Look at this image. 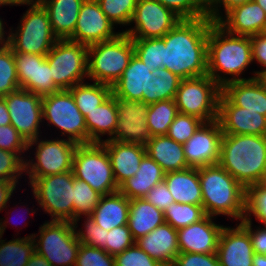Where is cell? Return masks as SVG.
I'll return each instance as SVG.
<instances>
[{
  "label": "cell",
  "instance_id": "6da1fadb",
  "mask_svg": "<svg viewBox=\"0 0 266 266\" xmlns=\"http://www.w3.org/2000/svg\"><path fill=\"white\" fill-rule=\"evenodd\" d=\"M208 17L182 19L163 39L162 67L182 80L207 75Z\"/></svg>",
  "mask_w": 266,
  "mask_h": 266
},
{
  "label": "cell",
  "instance_id": "7a4b0ae2",
  "mask_svg": "<svg viewBox=\"0 0 266 266\" xmlns=\"http://www.w3.org/2000/svg\"><path fill=\"white\" fill-rule=\"evenodd\" d=\"M251 63L250 36L232 35L214 22L208 33L207 75L222 88L232 81L253 79L254 76L247 79L240 76ZM227 75L232 77L228 78Z\"/></svg>",
  "mask_w": 266,
  "mask_h": 266
},
{
  "label": "cell",
  "instance_id": "3957f363",
  "mask_svg": "<svg viewBox=\"0 0 266 266\" xmlns=\"http://www.w3.org/2000/svg\"><path fill=\"white\" fill-rule=\"evenodd\" d=\"M245 189L266 173V136L223 134L218 163Z\"/></svg>",
  "mask_w": 266,
  "mask_h": 266
},
{
  "label": "cell",
  "instance_id": "277c9868",
  "mask_svg": "<svg viewBox=\"0 0 266 266\" xmlns=\"http://www.w3.org/2000/svg\"><path fill=\"white\" fill-rule=\"evenodd\" d=\"M198 176L206 215L244 219L246 189L235 178L219 164L198 168Z\"/></svg>",
  "mask_w": 266,
  "mask_h": 266
},
{
  "label": "cell",
  "instance_id": "5b68a950",
  "mask_svg": "<svg viewBox=\"0 0 266 266\" xmlns=\"http://www.w3.org/2000/svg\"><path fill=\"white\" fill-rule=\"evenodd\" d=\"M134 55L132 38L121 32L116 38L88 46V79L113 86Z\"/></svg>",
  "mask_w": 266,
  "mask_h": 266
},
{
  "label": "cell",
  "instance_id": "8992f818",
  "mask_svg": "<svg viewBox=\"0 0 266 266\" xmlns=\"http://www.w3.org/2000/svg\"><path fill=\"white\" fill-rule=\"evenodd\" d=\"M23 14L16 32L10 29L9 46L12 51L46 56L58 38L53 34L45 8L32 0ZM14 32V33H13Z\"/></svg>",
  "mask_w": 266,
  "mask_h": 266
},
{
  "label": "cell",
  "instance_id": "52a82bcc",
  "mask_svg": "<svg viewBox=\"0 0 266 266\" xmlns=\"http://www.w3.org/2000/svg\"><path fill=\"white\" fill-rule=\"evenodd\" d=\"M74 178L73 171L29 178L33 197L52 220L74 222Z\"/></svg>",
  "mask_w": 266,
  "mask_h": 266
},
{
  "label": "cell",
  "instance_id": "ba28073f",
  "mask_svg": "<svg viewBox=\"0 0 266 266\" xmlns=\"http://www.w3.org/2000/svg\"><path fill=\"white\" fill-rule=\"evenodd\" d=\"M38 234L40 235L33 234L38 254L52 266H75L81 243L73 222L46 221L39 227Z\"/></svg>",
  "mask_w": 266,
  "mask_h": 266
},
{
  "label": "cell",
  "instance_id": "9c48e42d",
  "mask_svg": "<svg viewBox=\"0 0 266 266\" xmlns=\"http://www.w3.org/2000/svg\"><path fill=\"white\" fill-rule=\"evenodd\" d=\"M221 92L222 88L209 75L183 79L174 99L178 113L203 122L215 121Z\"/></svg>",
  "mask_w": 266,
  "mask_h": 266
},
{
  "label": "cell",
  "instance_id": "30bf717a",
  "mask_svg": "<svg viewBox=\"0 0 266 266\" xmlns=\"http://www.w3.org/2000/svg\"><path fill=\"white\" fill-rule=\"evenodd\" d=\"M72 171L75 178L85 181L101 195L119 191L109 155L102 143L77 145Z\"/></svg>",
  "mask_w": 266,
  "mask_h": 266
},
{
  "label": "cell",
  "instance_id": "8fae6325",
  "mask_svg": "<svg viewBox=\"0 0 266 266\" xmlns=\"http://www.w3.org/2000/svg\"><path fill=\"white\" fill-rule=\"evenodd\" d=\"M52 78L59 90H69L88 77V46L69 39H58L46 55Z\"/></svg>",
  "mask_w": 266,
  "mask_h": 266
},
{
  "label": "cell",
  "instance_id": "7c38bea8",
  "mask_svg": "<svg viewBox=\"0 0 266 266\" xmlns=\"http://www.w3.org/2000/svg\"><path fill=\"white\" fill-rule=\"evenodd\" d=\"M42 114L47 126L52 124L60 129L61 136L80 145L88 144V132L85 117L77 108L70 90H59L42 97ZM49 121V122H48Z\"/></svg>",
  "mask_w": 266,
  "mask_h": 266
},
{
  "label": "cell",
  "instance_id": "4fadbf2b",
  "mask_svg": "<svg viewBox=\"0 0 266 266\" xmlns=\"http://www.w3.org/2000/svg\"><path fill=\"white\" fill-rule=\"evenodd\" d=\"M39 140V141H38ZM36 145L34 159L25 160L29 178H40L72 171L73 155L78 144L68 139H39L28 142V149Z\"/></svg>",
  "mask_w": 266,
  "mask_h": 266
},
{
  "label": "cell",
  "instance_id": "5bb4252c",
  "mask_svg": "<svg viewBox=\"0 0 266 266\" xmlns=\"http://www.w3.org/2000/svg\"><path fill=\"white\" fill-rule=\"evenodd\" d=\"M182 18L156 0H138L131 24L125 34L132 39L162 38L174 28Z\"/></svg>",
  "mask_w": 266,
  "mask_h": 266
},
{
  "label": "cell",
  "instance_id": "9a60e30c",
  "mask_svg": "<svg viewBox=\"0 0 266 266\" xmlns=\"http://www.w3.org/2000/svg\"><path fill=\"white\" fill-rule=\"evenodd\" d=\"M11 125L30 142L40 137L39 127L43 120L42 97L22 88L4 96Z\"/></svg>",
  "mask_w": 266,
  "mask_h": 266
},
{
  "label": "cell",
  "instance_id": "2e32d148",
  "mask_svg": "<svg viewBox=\"0 0 266 266\" xmlns=\"http://www.w3.org/2000/svg\"><path fill=\"white\" fill-rule=\"evenodd\" d=\"M222 128L218 120L203 122L184 144L188 167L200 168L219 163Z\"/></svg>",
  "mask_w": 266,
  "mask_h": 266
},
{
  "label": "cell",
  "instance_id": "e0dca14e",
  "mask_svg": "<svg viewBox=\"0 0 266 266\" xmlns=\"http://www.w3.org/2000/svg\"><path fill=\"white\" fill-rule=\"evenodd\" d=\"M117 126L113 141L146 145L152 137L147 125L146 115L149 104L142 101L116 98Z\"/></svg>",
  "mask_w": 266,
  "mask_h": 266
},
{
  "label": "cell",
  "instance_id": "ac0fdd59",
  "mask_svg": "<svg viewBox=\"0 0 266 266\" xmlns=\"http://www.w3.org/2000/svg\"><path fill=\"white\" fill-rule=\"evenodd\" d=\"M114 28L97 0H84L74 33L68 39L89 46L116 38L121 32Z\"/></svg>",
  "mask_w": 266,
  "mask_h": 266
},
{
  "label": "cell",
  "instance_id": "d6986e66",
  "mask_svg": "<svg viewBox=\"0 0 266 266\" xmlns=\"http://www.w3.org/2000/svg\"><path fill=\"white\" fill-rule=\"evenodd\" d=\"M217 120L223 134L266 136V116L235 106L222 92Z\"/></svg>",
  "mask_w": 266,
  "mask_h": 266
},
{
  "label": "cell",
  "instance_id": "ffe728a7",
  "mask_svg": "<svg viewBox=\"0 0 266 266\" xmlns=\"http://www.w3.org/2000/svg\"><path fill=\"white\" fill-rule=\"evenodd\" d=\"M220 266H252L254 251L249 232L239 223L224 226L216 252Z\"/></svg>",
  "mask_w": 266,
  "mask_h": 266
},
{
  "label": "cell",
  "instance_id": "44dd1931",
  "mask_svg": "<svg viewBox=\"0 0 266 266\" xmlns=\"http://www.w3.org/2000/svg\"><path fill=\"white\" fill-rule=\"evenodd\" d=\"M206 215L198 222L177 230L180 253H216L223 225L216 224Z\"/></svg>",
  "mask_w": 266,
  "mask_h": 266
},
{
  "label": "cell",
  "instance_id": "7402d4cb",
  "mask_svg": "<svg viewBox=\"0 0 266 266\" xmlns=\"http://www.w3.org/2000/svg\"><path fill=\"white\" fill-rule=\"evenodd\" d=\"M223 16L216 23L232 35L252 36L265 30L266 13L254 0L231 8Z\"/></svg>",
  "mask_w": 266,
  "mask_h": 266
},
{
  "label": "cell",
  "instance_id": "603a6c76",
  "mask_svg": "<svg viewBox=\"0 0 266 266\" xmlns=\"http://www.w3.org/2000/svg\"><path fill=\"white\" fill-rule=\"evenodd\" d=\"M102 144L109 155L115 181L120 186L139 170L140 162L146 155V148L141 144L113 140H104Z\"/></svg>",
  "mask_w": 266,
  "mask_h": 266
},
{
  "label": "cell",
  "instance_id": "cb8c5ba5",
  "mask_svg": "<svg viewBox=\"0 0 266 266\" xmlns=\"http://www.w3.org/2000/svg\"><path fill=\"white\" fill-rule=\"evenodd\" d=\"M135 243L163 266H172L180 253L177 230L165 222L136 240Z\"/></svg>",
  "mask_w": 266,
  "mask_h": 266
},
{
  "label": "cell",
  "instance_id": "d4e9b609",
  "mask_svg": "<svg viewBox=\"0 0 266 266\" xmlns=\"http://www.w3.org/2000/svg\"><path fill=\"white\" fill-rule=\"evenodd\" d=\"M222 93L235 106L266 116V81L262 77L226 83Z\"/></svg>",
  "mask_w": 266,
  "mask_h": 266
},
{
  "label": "cell",
  "instance_id": "484cf974",
  "mask_svg": "<svg viewBox=\"0 0 266 266\" xmlns=\"http://www.w3.org/2000/svg\"><path fill=\"white\" fill-rule=\"evenodd\" d=\"M154 78L150 68L135 54L119 80L112 86L116 98L142 101V95H148L149 82Z\"/></svg>",
  "mask_w": 266,
  "mask_h": 266
},
{
  "label": "cell",
  "instance_id": "4316f807",
  "mask_svg": "<svg viewBox=\"0 0 266 266\" xmlns=\"http://www.w3.org/2000/svg\"><path fill=\"white\" fill-rule=\"evenodd\" d=\"M84 0H41L50 19L53 34L58 39H68L76 28Z\"/></svg>",
  "mask_w": 266,
  "mask_h": 266
},
{
  "label": "cell",
  "instance_id": "83f0119b",
  "mask_svg": "<svg viewBox=\"0 0 266 266\" xmlns=\"http://www.w3.org/2000/svg\"><path fill=\"white\" fill-rule=\"evenodd\" d=\"M145 148L146 154L157 162L165 173L189 168L183 144L177 143L167 135L152 136Z\"/></svg>",
  "mask_w": 266,
  "mask_h": 266
},
{
  "label": "cell",
  "instance_id": "f1b7e54d",
  "mask_svg": "<svg viewBox=\"0 0 266 266\" xmlns=\"http://www.w3.org/2000/svg\"><path fill=\"white\" fill-rule=\"evenodd\" d=\"M164 178L162 167L146 154L140 162L139 170L119 186V191L129 200L144 198L149 190L163 182Z\"/></svg>",
  "mask_w": 266,
  "mask_h": 266
},
{
  "label": "cell",
  "instance_id": "f546056e",
  "mask_svg": "<svg viewBox=\"0 0 266 266\" xmlns=\"http://www.w3.org/2000/svg\"><path fill=\"white\" fill-rule=\"evenodd\" d=\"M129 203L130 200L120 191L101 195L90 216L97 225L109 231L128 223Z\"/></svg>",
  "mask_w": 266,
  "mask_h": 266
},
{
  "label": "cell",
  "instance_id": "4dcf8cb0",
  "mask_svg": "<svg viewBox=\"0 0 266 266\" xmlns=\"http://www.w3.org/2000/svg\"><path fill=\"white\" fill-rule=\"evenodd\" d=\"M164 182L175 203L202 205V190L198 168L165 173Z\"/></svg>",
  "mask_w": 266,
  "mask_h": 266
},
{
  "label": "cell",
  "instance_id": "1f68e13d",
  "mask_svg": "<svg viewBox=\"0 0 266 266\" xmlns=\"http://www.w3.org/2000/svg\"><path fill=\"white\" fill-rule=\"evenodd\" d=\"M116 97L111 94L102 104L85 116L89 143H102V136L109 135L110 140L117 126Z\"/></svg>",
  "mask_w": 266,
  "mask_h": 266
},
{
  "label": "cell",
  "instance_id": "d6a6232c",
  "mask_svg": "<svg viewBox=\"0 0 266 266\" xmlns=\"http://www.w3.org/2000/svg\"><path fill=\"white\" fill-rule=\"evenodd\" d=\"M164 222V212L157 209L145 198L130 200L127 225L135 241L147 235Z\"/></svg>",
  "mask_w": 266,
  "mask_h": 266
},
{
  "label": "cell",
  "instance_id": "836d02e7",
  "mask_svg": "<svg viewBox=\"0 0 266 266\" xmlns=\"http://www.w3.org/2000/svg\"><path fill=\"white\" fill-rule=\"evenodd\" d=\"M69 90L75 99L77 108L84 117L96 109V107L102 104L112 94L111 86L98 82H93L92 84L82 82L76 84Z\"/></svg>",
  "mask_w": 266,
  "mask_h": 266
},
{
  "label": "cell",
  "instance_id": "e575fe53",
  "mask_svg": "<svg viewBox=\"0 0 266 266\" xmlns=\"http://www.w3.org/2000/svg\"><path fill=\"white\" fill-rule=\"evenodd\" d=\"M154 78L149 82L148 95H142L145 104L156 103L161 100L175 99L181 78L166 68L154 69Z\"/></svg>",
  "mask_w": 266,
  "mask_h": 266
},
{
  "label": "cell",
  "instance_id": "d590c367",
  "mask_svg": "<svg viewBox=\"0 0 266 266\" xmlns=\"http://www.w3.org/2000/svg\"><path fill=\"white\" fill-rule=\"evenodd\" d=\"M33 234L5 242L0 241V266H26L35 252Z\"/></svg>",
  "mask_w": 266,
  "mask_h": 266
},
{
  "label": "cell",
  "instance_id": "8d00e7d4",
  "mask_svg": "<svg viewBox=\"0 0 266 266\" xmlns=\"http://www.w3.org/2000/svg\"><path fill=\"white\" fill-rule=\"evenodd\" d=\"M177 114L178 109L174 99L149 104L146 118L151 136L166 135Z\"/></svg>",
  "mask_w": 266,
  "mask_h": 266
},
{
  "label": "cell",
  "instance_id": "74e56055",
  "mask_svg": "<svg viewBox=\"0 0 266 266\" xmlns=\"http://www.w3.org/2000/svg\"><path fill=\"white\" fill-rule=\"evenodd\" d=\"M74 226L78 227V222L83 216H90L99 203L101 194L94 190L83 180L74 178Z\"/></svg>",
  "mask_w": 266,
  "mask_h": 266
},
{
  "label": "cell",
  "instance_id": "f35d334b",
  "mask_svg": "<svg viewBox=\"0 0 266 266\" xmlns=\"http://www.w3.org/2000/svg\"><path fill=\"white\" fill-rule=\"evenodd\" d=\"M164 221L178 230L198 222L206 216L202 205L173 202L165 209Z\"/></svg>",
  "mask_w": 266,
  "mask_h": 266
},
{
  "label": "cell",
  "instance_id": "ab89813d",
  "mask_svg": "<svg viewBox=\"0 0 266 266\" xmlns=\"http://www.w3.org/2000/svg\"><path fill=\"white\" fill-rule=\"evenodd\" d=\"M22 89L41 97L54 94L59 91L53 82L50 65L46 56L35 54L34 80H29Z\"/></svg>",
  "mask_w": 266,
  "mask_h": 266
},
{
  "label": "cell",
  "instance_id": "60d3db41",
  "mask_svg": "<svg viewBox=\"0 0 266 266\" xmlns=\"http://www.w3.org/2000/svg\"><path fill=\"white\" fill-rule=\"evenodd\" d=\"M20 89L16 62L9 45L0 47V97Z\"/></svg>",
  "mask_w": 266,
  "mask_h": 266
},
{
  "label": "cell",
  "instance_id": "b9f144b4",
  "mask_svg": "<svg viewBox=\"0 0 266 266\" xmlns=\"http://www.w3.org/2000/svg\"><path fill=\"white\" fill-rule=\"evenodd\" d=\"M134 54L147 65L151 71L162 68L163 39H132Z\"/></svg>",
  "mask_w": 266,
  "mask_h": 266
},
{
  "label": "cell",
  "instance_id": "7bdbcfd3",
  "mask_svg": "<svg viewBox=\"0 0 266 266\" xmlns=\"http://www.w3.org/2000/svg\"><path fill=\"white\" fill-rule=\"evenodd\" d=\"M114 25H130L138 0H97Z\"/></svg>",
  "mask_w": 266,
  "mask_h": 266
},
{
  "label": "cell",
  "instance_id": "ee69618b",
  "mask_svg": "<svg viewBox=\"0 0 266 266\" xmlns=\"http://www.w3.org/2000/svg\"><path fill=\"white\" fill-rule=\"evenodd\" d=\"M252 214L260 224L266 225V189L259 184L246 188L244 219L251 220Z\"/></svg>",
  "mask_w": 266,
  "mask_h": 266
},
{
  "label": "cell",
  "instance_id": "f6af8a7d",
  "mask_svg": "<svg viewBox=\"0 0 266 266\" xmlns=\"http://www.w3.org/2000/svg\"><path fill=\"white\" fill-rule=\"evenodd\" d=\"M202 123L203 121L197 117L178 113L166 135L177 143L184 144Z\"/></svg>",
  "mask_w": 266,
  "mask_h": 266
},
{
  "label": "cell",
  "instance_id": "bcb514c9",
  "mask_svg": "<svg viewBox=\"0 0 266 266\" xmlns=\"http://www.w3.org/2000/svg\"><path fill=\"white\" fill-rule=\"evenodd\" d=\"M182 19L207 17L206 0H156Z\"/></svg>",
  "mask_w": 266,
  "mask_h": 266
},
{
  "label": "cell",
  "instance_id": "7dc6e473",
  "mask_svg": "<svg viewBox=\"0 0 266 266\" xmlns=\"http://www.w3.org/2000/svg\"><path fill=\"white\" fill-rule=\"evenodd\" d=\"M25 160L17 153L0 149V180L18 184V178L25 173Z\"/></svg>",
  "mask_w": 266,
  "mask_h": 266
},
{
  "label": "cell",
  "instance_id": "c3c4849f",
  "mask_svg": "<svg viewBox=\"0 0 266 266\" xmlns=\"http://www.w3.org/2000/svg\"><path fill=\"white\" fill-rule=\"evenodd\" d=\"M86 219L84 221V224L82 223V225H84V230H82L81 228L77 230V227H75L78 240L81 244L104 249L108 231L97 225L91 218V216H86Z\"/></svg>",
  "mask_w": 266,
  "mask_h": 266
},
{
  "label": "cell",
  "instance_id": "681fc988",
  "mask_svg": "<svg viewBox=\"0 0 266 266\" xmlns=\"http://www.w3.org/2000/svg\"><path fill=\"white\" fill-rule=\"evenodd\" d=\"M134 244L135 240L126 224L123 226H117L108 231L104 250L108 254L115 256Z\"/></svg>",
  "mask_w": 266,
  "mask_h": 266
},
{
  "label": "cell",
  "instance_id": "f907efd6",
  "mask_svg": "<svg viewBox=\"0 0 266 266\" xmlns=\"http://www.w3.org/2000/svg\"><path fill=\"white\" fill-rule=\"evenodd\" d=\"M75 266H115V259L104 249L80 244Z\"/></svg>",
  "mask_w": 266,
  "mask_h": 266
},
{
  "label": "cell",
  "instance_id": "816d5d0a",
  "mask_svg": "<svg viewBox=\"0 0 266 266\" xmlns=\"http://www.w3.org/2000/svg\"><path fill=\"white\" fill-rule=\"evenodd\" d=\"M114 259L115 266H163L141 250L136 243L115 255Z\"/></svg>",
  "mask_w": 266,
  "mask_h": 266
},
{
  "label": "cell",
  "instance_id": "f5cc1de1",
  "mask_svg": "<svg viewBox=\"0 0 266 266\" xmlns=\"http://www.w3.org/2000/svg\"><path fill=\"white\" fill-rule=\"evenodd\" d=\"M0 149L20 156L29 151L28 143L11 124L0 126Z\"/></svg>",
  "mask_w": 266,
  "mask_h": 266
},
{
  "label": "cell",
  "instance_id": "db71d44e",
  "mask_svg": "<svg viewBox=\"0 0 266 266\" xmlns=\"http://www.w3.org/2000/svg\"><path fill=\"white\" fill-rule=\"evenodd\" d=\"M20 88L34 80L35 54L13 51Z\"/></svg>",
  "mask_w": 266,
  "mask_h": 266
},
{
  "label": "cell",
  "instance_id": "11a10c76",
  "mask_svg": "<svg viewBox=\"0 0 266 266\" xmlns=\"http://www.w3.org/2000/svg\"><path fill=\"white\" fill-rule=\"evenodd\" d=\"M172 266H220L216 253H179Z\"/></svg>",
  "mask_w": 266,
  "mask_h": 266
},
{
  "label": "cell",
  "instance_id": "9f6ffc18",
  "mask_svg": "<svg viewBox=\"0 0 266 266\" xmlns=\"http://www.w3.org/2000/svg\"><path fill=\"white\" fill-rule=\"evenodd\" d=\"M144 198L162 211L175 202L164 181L150 189Z\"/></svg>",
  "mask_w": 266,
  "mask_h": 266
},
{
  "label": "cell",
  "instance_id": "6f0895ef",
  "mask_svg": "<svg viewBox=\"0 0 266 266\" xmlns=\"http://www.w3.org/2000/svg\"><path fill=\"white\" fill-rule=\"evenodd\" d=\"M252 43L253 61H257L263 70L254 71V78L266 74V34L260 33L250 36Z\"/></svg>",
  "mask_w": 266,
  "mask_h": 266
},
{
  "label": "cell",
  "instance_id": "680465c9",
  "mask_svg": "<svg viewBox=\"0 0 266 266\" xmlns=\"http://www.w3.org/2000/svg\"><path fill=\"white\" fill-rule=\"evenodd\" d=\"M240 224L249 232L254 253L266 255V225L257 227L256 230L252 228V219H243Z\"/></svg>",
  "mask_w": 266,
  "mask_h": 266
},
{
  "label": "cell",
  "instance_id": "91938a15",
  "mask_svg": "<svg viewBox=\"0 0 266 266\" xmlns=\"http://www.w3.org/2000/svg\"><path fill=\"white\" fill-rule=\"evenodd\" d=\"M251 0H206V13L207 17L212 22H217L222 17V12H220V7H223L226 13L231 8L244 4Z\"/></svg>",
  "mask_w": 266,
  "mask_h": 266
},
{
  "label": "cell",
  "instance_id": "94428289",
  "mask_svg": "<svg viewBox=\"0 0 266 266\" xmlns=\"http://www.w3.org/2000/svg\"><path fill=\"white\" fill-rule=\"evenodd\" d=\"M16 185L15 182L0 180V211L8 208V201L10 202V198L16 190Z\"/></svg>",
  "mask_w": 266,
  "mask_h": 266
},
{
  "label": "cell",
  "instance_id": "6125c7cd",
  "mask_svg": "<svg viewBox=\"0 0 266 266\" xmlns=\"http://www.w3.org/2000/svg\"><path fill=\"white\" fill-rule=\"evenodd\" d=\"M11 124L9 111L4 97H0V126Z\"/></svg>",
  "mask_w": 266,
  "mask_h": 266
},
{
  "label": "cell",
  "instance_id": "be15d7a7",
  "mask_svg": "<svg viewBox=\"0 0 266 266\" xmlns=\"http://www.w3.org/2000/svg\"><path fill=\"white\" fill-rule=\"evenodd\" d=\"M26 266H52L43 256L36 251L30 257Z\"/></svg>",
  "mask_w": 266,
  "mask_h": 266
},
{
  "label": "cell",
  "instance_id": "e7e4bbea",
  "mask_svg": "<svg viewBox=\"0 0 266 266\" xmlns=\"http://www.w3.org/2000/svg\"><path fill=\"white\" fill-rule=\"evenodd\" d=\"M3 20L0 18V47L9 45V34L8 37L5 35ZM6 37V38H5Z\"/></svg>",
  "mask_w": 266,
  "mask_h": 266
},
{
  "label": "cell",
  "instance_id": "03108f58",
  "mask_svg": "<svg viewBox=\"0 0 266 266\" xmlns=\"http://www.w3.org/2000/svg\"><path fill=\"white\" fill-rule=\"evenodd\" d=\"M252 266H266V255L254 253Z\"/></svg>",
  "mask_w": 266,
  "mask_h": 266
},
{
  "label": "cell",
  "instance_id": "003e7915",
  "mask_svg": "<svg viewBox=\"0 0 266 266\" xmlns=\"http://www.w3.org/2000/svg\"><path fill=\"white\" fill-rule=\"evenodd\" d=\"M29 0H0V6L8 5H26Z\"/></svg>",
  "mask_w": 266,
  "mask_h": 266
},
{
  "label": "cell",
  "instance_id": "a7ac6f4b",
  "mask_svg": "<svg viewBox=\"0 0 266 266\" xmlns=\"http://www.w3.org/2000/svg\"><path fill=\"white\" fill-rule=\"evenodd\" d=\"M6 223H8L7 219L4 220L3 222L0 220V241L2 240V236L6 230L7 227Z\"/></svg>",
  "mask_w": 266,
  "mask_h": 266
},
{
  "label": "cell",
  "instance_id": "89a4df30",
  "mask_svg": "<svg viewBox=\"0 0 266 266\" xmlns=\"http://www.w3.org/2000/svg\"><path fill=\"white\" fill-rule=\"evenodd\" d=\"M266 13V0H254Z\"/></svg>",
  "mask_w": 266,
  "mask_h": 266
},
{
  "label": "cell",
  "instance_id": "2644e50d",
  "mask_svg": "<svg viewBox=\"0 0 266 266\" xmlns=\"http://www.w3.org/2000/svg\"><path fill=\"white\" fill-rule=\"evenodd\" d=\"M262 188L266 189V173L263 175L261 180L258 183Z\"/></svg>",
  "mask_w": 266,
  "mask_h": 266
},
{
  "label": "cell",
  "instance_id": "8c879c8a",
  "mask_svg": "<svg viewBox=\"0 0 266 266\" xmlns=\"http://www.w3.org/2000/svg\"><path fill=\"white\" fill-rule=\"evenodd\" d=\"M262 78L266 81V74H264V75L262 76Z\"/></svg>",
  "mask_w": 266,
  "mask_h": 266
}]
</instances>
